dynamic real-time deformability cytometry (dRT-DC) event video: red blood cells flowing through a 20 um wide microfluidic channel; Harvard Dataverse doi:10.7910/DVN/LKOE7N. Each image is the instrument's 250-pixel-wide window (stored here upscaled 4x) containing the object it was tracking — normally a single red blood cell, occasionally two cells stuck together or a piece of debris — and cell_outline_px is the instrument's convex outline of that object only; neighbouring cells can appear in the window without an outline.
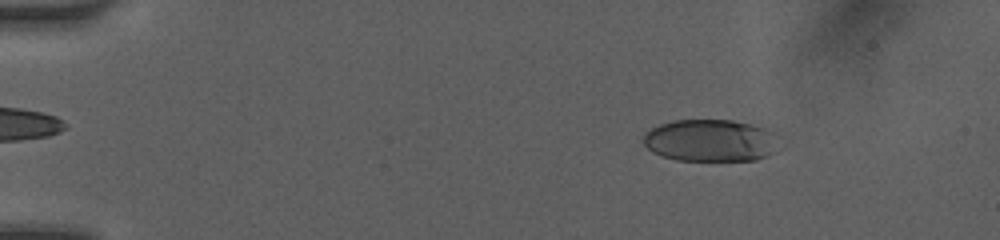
{"species": "human", "species_latin": "Homo sapiens", "temperature_condition": "room temperature", "stored_images_in_passage": 24, "camera_frame_rate_fps": 3000, "um_per_image_px": 0.085, "donor": {"sex": "female"}, "frame": {"image": 1, "passage_image": 10, "time_ms": 2.667, "image_size_px": [1000, 240], "cell_outline_px": [[772, 132], [768, 156], [756, 160], [676, 160], [660, 156], [652, 152], [644, 144], [644, 132], [660, 124], [672, 120], [732, 120], [764, 128]], "centroid_in_image_um": [60.22, 11.94], "position_along_channel_um": 24.8, "area_um2": 32.48}}
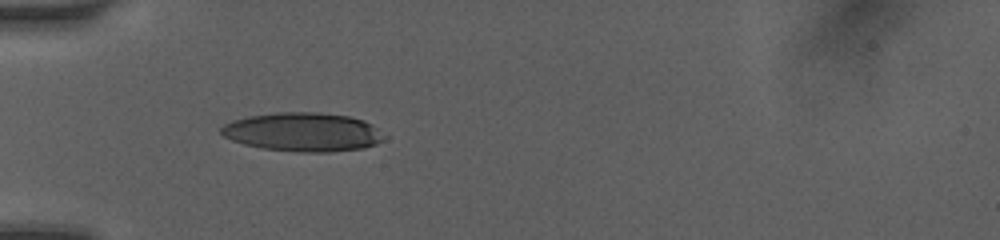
{"frame": {"image": 2, "passage_image": 18, "time_ms": 5.667, "image_size_px": [1000, 240], "cell_outline_px": [[380, 140], [376, 144], [364, 148], [332, 152], [300, 152], [264, 148], [244, 144], [232, 140], [224, 136], [220, 132], [220, 128], [224, 124], [232, 120], [248, 116], [276, 112], [316, 112], [348, 116], [364, 120], [372, 124]], "centroid_in_image_um": [25.66, 11.21], "position_along_channel_um": 59.3, "area_um2": 36.41}}
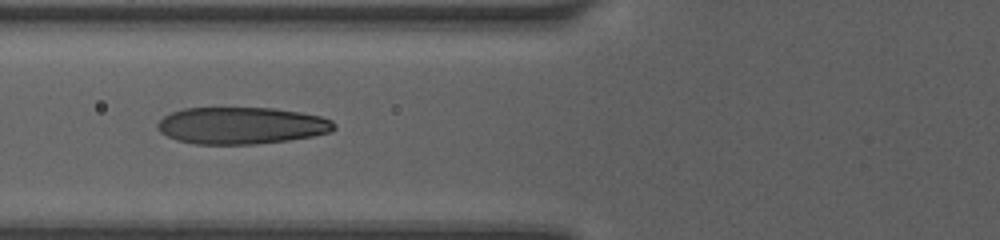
{"frame": {"image": 3, "passage_image": 22, "time_ms": 7.0, "image_size_px": [1000, 240], "cell_outline_px": [[336, 128], [332, 132], [312, 136], [288, 140], [256, 144], [196, 144], [176, 140], [160, 132], [156, 128], [156, 124], [164, 116], [172, 112], [184, 108], [272, 108], [300, 112], [320, 116], [332, 120], [336, 124]], "centroid_in_image_um": [20.53, 10.67], "position_along_channel_um": 105.3, "area_um2": 38.09}}